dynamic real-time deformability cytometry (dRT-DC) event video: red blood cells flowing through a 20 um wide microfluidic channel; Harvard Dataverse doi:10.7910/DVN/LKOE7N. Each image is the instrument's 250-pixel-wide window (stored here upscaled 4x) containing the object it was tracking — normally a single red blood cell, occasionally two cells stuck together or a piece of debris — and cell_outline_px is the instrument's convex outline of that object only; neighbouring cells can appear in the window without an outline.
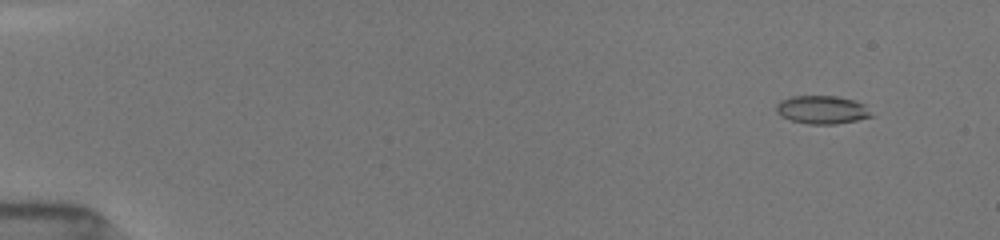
{"species": "common noctule bat (a hibernating species)", "species_latin": "Nyctalus noctula", "temperature_condition": "room temperature", "stored_images_in_passage": 9, "camera_frame_rate_fps": 3000, "um_per_image_px": 0.085, "animal": {"sex": "female", "body_mass_g": 19.5, "forearm_length_mm": 54.1}, "frame": {"image": 1, "passage_image": 2, "time_ms": 0.667, "image_size_px": [1000, 240], "cell_outline_px": [[876, 116], [836, 124], [808, 124], [792, 120], [780, 116], [776, 112], [776, 104], [780, 100], [792, 96], [836, 96], [852, 100], [864, 104]], "centroid_in_image_um": [69.88, 9.33], "position_along_channel_um": 15.1, "area_um2": 15.72}}
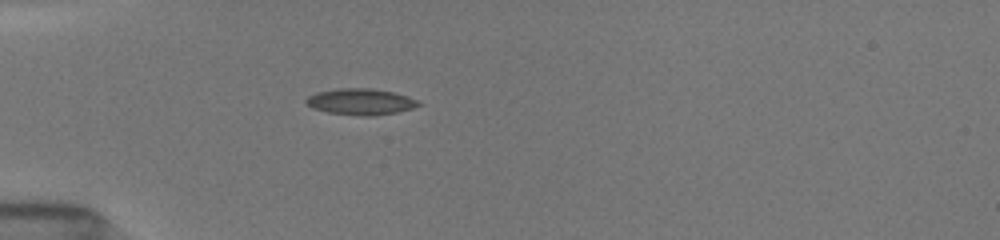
{"frame": {"image": 2, "passage_image": 7, "time_ms": 4.667, "image_size_px": [1000, 240], "cell_outline_px": [[420, 104], [412, 108], [396, 112], [372, 116], [360, 116], [328, 112], [312, 108], [304, 100], [308, 96], [316, 92], [340, 88], [372, 88], [392, 92], [408, 96], [420, 100]], "centroid_in_image_um": [30.65, 8.64], "position_along_channel_um": 54.3, "area_um2": 17.17}}
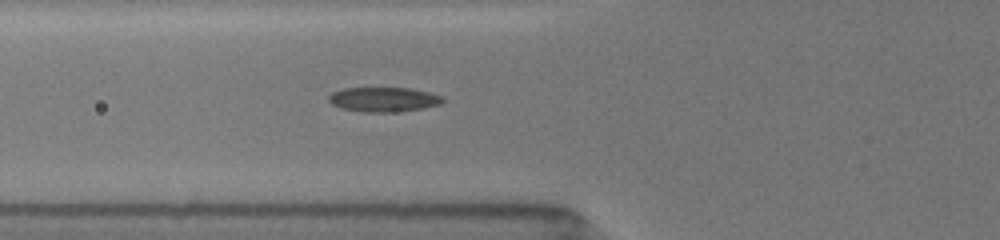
{"frame": {"image": 3, "passage_image": 9, "time_ms": 6.0, "image_size_px": [1000, 240], "cell_outline_px": [[444, 100], [440, 104], [424, 108], [392, 112], [364, 112], [340, 108], [332, 104], [328, 100], [328, 96], [332, 92], [344, 88], [412, 88], [444, 96]], "centroid_in_image_um": [32.6, 8.45], "position_along_channel_um": 93.2, "area_um2": 16.42}}